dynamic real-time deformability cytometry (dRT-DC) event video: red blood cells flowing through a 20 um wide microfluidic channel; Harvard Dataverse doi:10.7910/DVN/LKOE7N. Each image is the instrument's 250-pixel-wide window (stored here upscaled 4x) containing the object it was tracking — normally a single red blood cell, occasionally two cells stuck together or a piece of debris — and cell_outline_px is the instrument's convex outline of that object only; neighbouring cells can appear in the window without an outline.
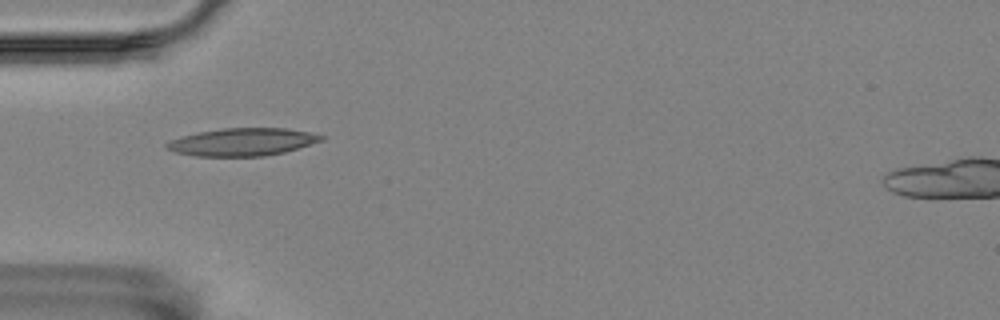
{"species": "Egyptian fruit bat (a non-hibernating species)", "species_latin": "Rousettus aegyptiacus", "temperature_condition": "room temperature", "stored_images_in_passage": 53, "camera_frame_rate_fps": 3000, "um_per_image_px": 0.085, "animal": {"sex": "female"}, "frame": {"image": 1, "passage_image": 13, "time_ms": 4.0, "image_size_px": [1000, 320], "cell_outline_px": [[324, 140], [284, 152], [264, 156], [196, 156], [176, 152], [164, 148], [164, 144], [168, 140], [180, 136], [196, 132], [220, 128], [288, 128], [308, 132], [324, 136]], "centroid_in_image_um": [20.54, 12.06], "position_along_channel_um": 64.5, "area_um2": 25.09}}
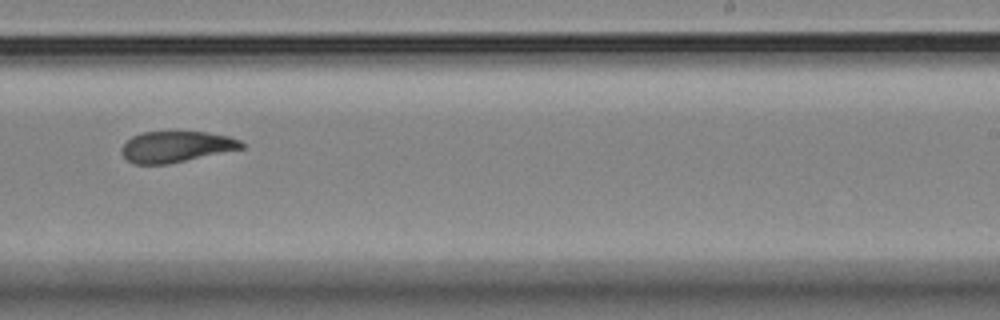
{"frame": {"image": 2, "passage_image": 31, "time_ms": 10.0, "image_size_px": [1000, 320], "cell_outline_px": [[244, 148], [168, 164], [132, 164], [120, 152], [120, 148], [132, 136], [140, 132], [208, 132], [228, 136], [240, 140], [244, 144]], "centroid_in_image_um": [14.95, 12.47], "position_along_channel_um": 274.0, "area_um2": 21.68}}
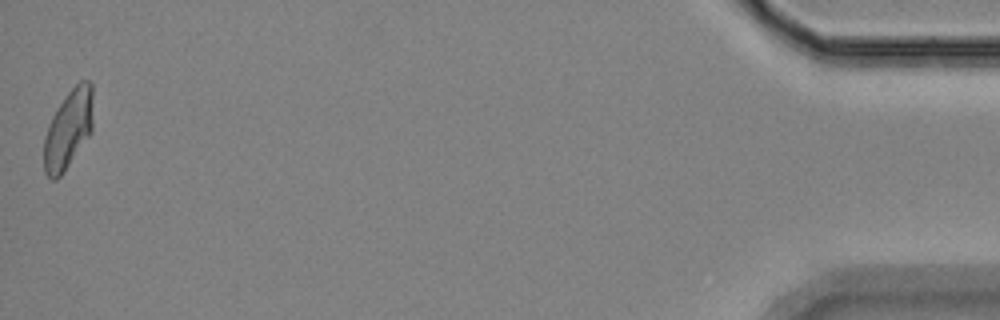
{"frame": {"image": 3, "passage_image": 52, "time_ms": 17.0, "image_size_px": [1000, 320], "cell_outline_px": [[92, 132], [64, 172], [56, 180], [52, 180], [44, 172], [44, 136], [48, 124], [52, 116], [64, 96], [80, 80], [88, 80], [92, 84]], "centroid_in_image_um": [5.8, 10.99], "position_along_channel_um": 429.4, "area_um2": 22.72}, "authors_computed_cell_mechanics": {"area_um2": 22.7732, "velocity_mm_per_s": 3.4939, "shape_relaxation_time_tau1_ms": 6.589, "shape_relaxation_time_tau2_ms": 4.6993, "deformation_change_tau1": 0.1618, "deformation_change_tau2": 0.1206}}